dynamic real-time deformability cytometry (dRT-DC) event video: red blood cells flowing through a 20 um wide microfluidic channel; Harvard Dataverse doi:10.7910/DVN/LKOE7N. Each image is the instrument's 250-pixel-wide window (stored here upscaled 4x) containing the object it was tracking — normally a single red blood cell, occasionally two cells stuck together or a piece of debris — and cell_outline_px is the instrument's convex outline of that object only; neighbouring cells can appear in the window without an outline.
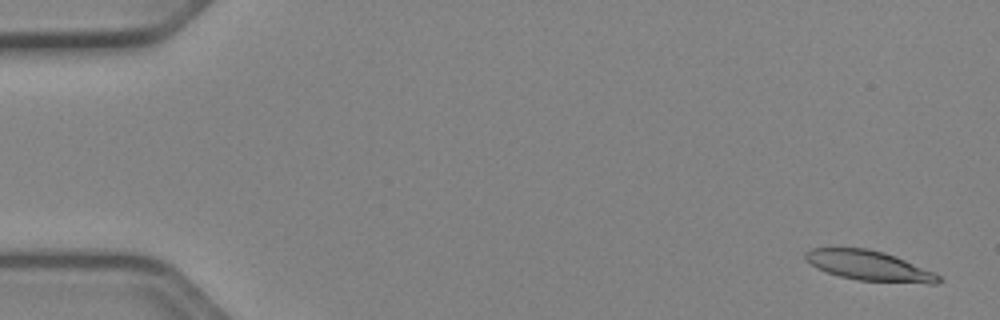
{"species": "Egyptian fruit bat (a non-hibernating species)", "species_latin": "Rousettus aegyptiacus", "temperature_condition": "cold", "stored_images_in_passage": 38, "camera_frame_rate_fps": 3000, "um_per_image_px": 0.085, "animal": {"sex": "female"}, "frame": {"image": 1, "passage_image": 2, "time_ms": 0.333, "image_size_px": [1000, 320], "cell_outline_px": [[944, 280], [940, 284], [928, 284], [860, 280], [840, 276], [816, 268], [804, 260], [804, 252], [812, 248], [868, 248], [884, 252], [896, 256], [936, 272]], "centroid_in_image_um": [73.93, 22.59], "position_along_channel_um": 11.1, "area_um2": 23.58}}
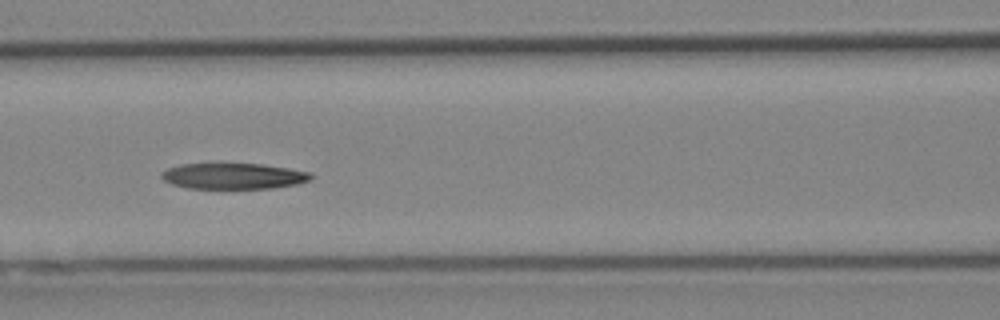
{"frame": {"image": 2, "passage_image": 23, "time_ms": 7.333, "image_size_px": [1000, 320], "cell_outline_px": [[312, 176], [308, 180], [296, 184], [272, 188], [188, 188], [172, 184], [164, 180], [160, 176], [160, 172], [168, 168], [180, 164], [260, 164], [288, 168], [312, 172]], "centroid_in_image_um": [19.82, 14.96], "position_along_channel_um": 146.8, "area_um2": 22.37}}
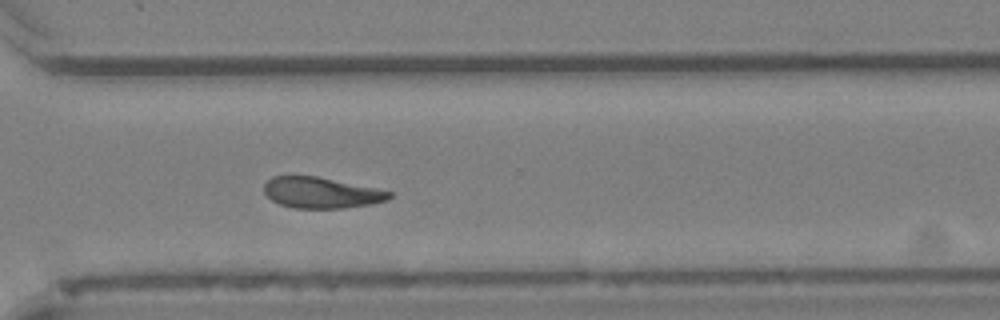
{"frame": {"image": 3, "passage_image": 38, "time_ms": 12.333, "image_size_px": [1000, 320], "cell_outline_px": [[392, 196], [388, 200], [372, 204], [340, 208], [292, 208], [280, 204], [272, 200], [264, 192], [264, 184], [272, 176], [316, 176], [376, 188], [392, 192]], "centroid_in_image_um": [27.3, 16.38], "position_along_channel_um": 343.3, "area_um2": 22.48}}